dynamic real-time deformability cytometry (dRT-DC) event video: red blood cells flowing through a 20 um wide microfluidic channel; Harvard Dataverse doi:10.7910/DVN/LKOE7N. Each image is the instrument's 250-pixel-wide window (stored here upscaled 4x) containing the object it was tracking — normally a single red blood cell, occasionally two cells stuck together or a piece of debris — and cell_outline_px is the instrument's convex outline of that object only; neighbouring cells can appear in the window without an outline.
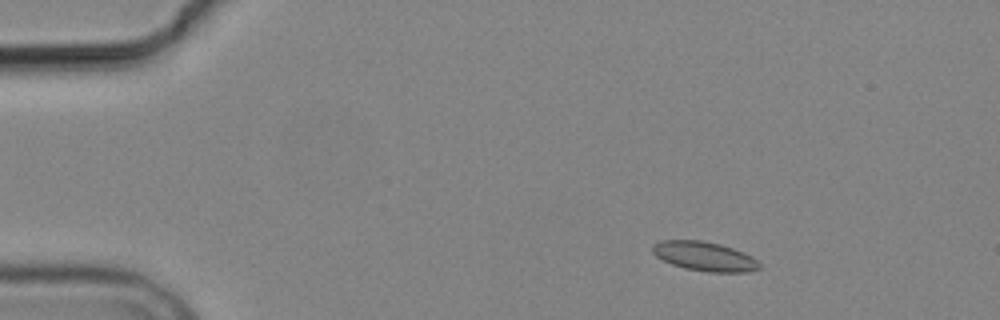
{"species": "common noctule bat (a hibernating species)", "species_latin": "Nyctalus noctula", "temperature_condition": "cold", "stored_images_in_passage": 6, "camera_frame_rate_fps": 3000, "um_per_image_px": 0.085, "animal": {"sex": "male", "body_mass_g": 19.2, "forearm_length_mm": 51.8}, "frame": {"image": 1, "passage_image": 2, "time_ms": 1.333, "image_size_px": [1000, 320], "cell_outline_px": [[760, 268], [748, 272], [708, 272], [684, 268], [672, 264], [656, 256], [652, 252], [652, 244], [660, 240], [704, 240], [720, 244], [744, 252], [752, 256], [760, 264]], "centroid_in_image_um": [59.87, 21.78], "position_along_channel_um": 25.1, "area_um2": 18.32}}
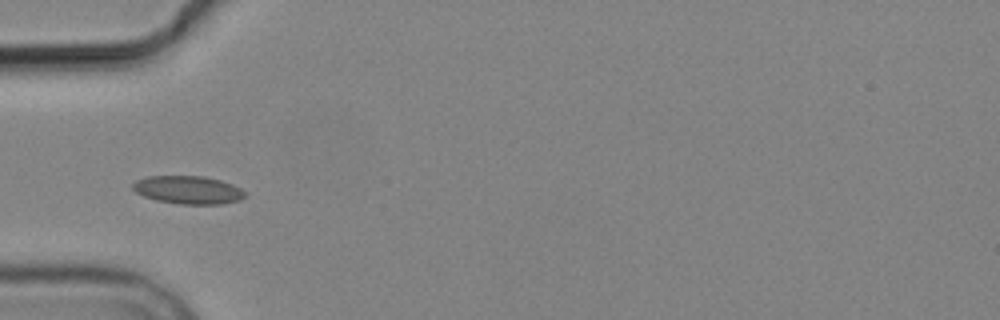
{"frame": {"image": 2, "passage_image": 5, "time_ms": 4.667, "image_size_px": [1000, 320], "cell_outline_px": [[248, 196], [240, 200], [224, 204], [180, 204], [156, 200], [144, 196], [136, 192], [132, 188], [132, 184], [136, 180], [144, 176], [204, 176], [220, 180], [232, 184], [248, 192]], "centroid_in_image_um": [16.03, 16.14], "position_along_channel_um": 69.0, "area_um2": 18.61}}
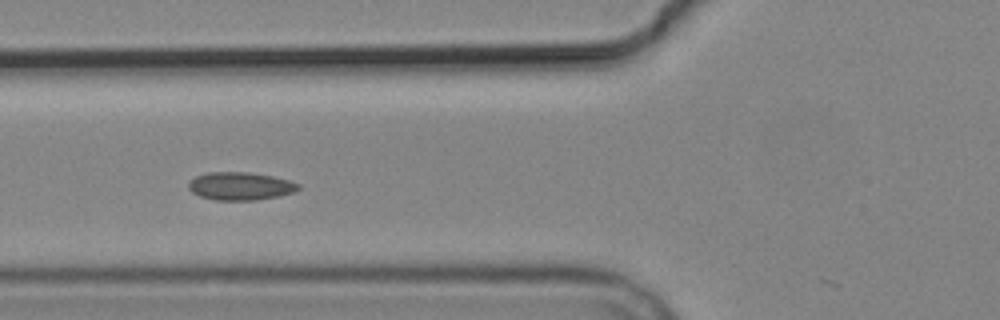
{"frame": {"image": 3, "passage_image": 6, "time_ms": 5.667, "image_size_px": [1000, 320], "cell_outline_px": [[300, 188], [292, 192], [276, 196], [256, 200], [216, 200], [200, 196], [192, 192], [188, 188], [188, 184], [196, 176], [208, 172], [248, 172], [272, 176], [288, 180], [300, 184]], "centroid_in_image_um": [20.41, 15.81], "position_along_channel_um": 105.4, "area_um2": 17.69}}